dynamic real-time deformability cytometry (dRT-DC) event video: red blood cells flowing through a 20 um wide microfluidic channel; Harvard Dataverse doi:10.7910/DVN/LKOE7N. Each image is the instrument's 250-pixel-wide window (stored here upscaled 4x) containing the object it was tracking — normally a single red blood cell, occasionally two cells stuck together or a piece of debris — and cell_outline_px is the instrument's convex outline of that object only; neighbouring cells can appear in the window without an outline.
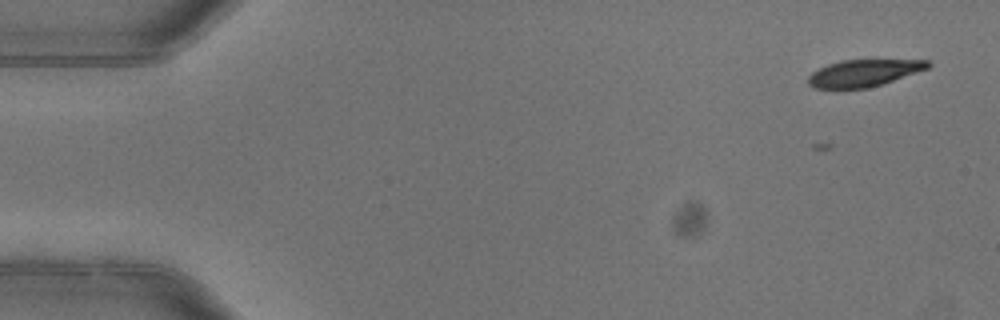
{"species": "common noctule bat (a hibernating species)", "species_latin": "Nyctalus noctula", "temperature_condition": "warm", "stored_images_in_passage": 3, "camera_frame_rate_fps": 3000, "um_per_image_px": 0.085, "animal": {"sex": "female"}, "frame": {"image": 1, "passage_image": 1, "time_ms": 0.0, "image_size_px": [1000, 320], "cell_outline_px": [[932, 64], [928, 68], [868, 88], [816, 88], [808, 84], [808, 76], [812, 72], [828, 64], [840, 60], [928, 60]], "centroid_in_image_um": [73.39, 6.2], "position_along_channel_um": 11.6, "area_um2": 18.44}}